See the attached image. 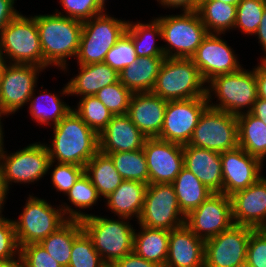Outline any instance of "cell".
I'll list each match as a JSON object with an SVG mask.
<instances>
[{
	"label": "cell",
	"instance_id": "2",
	"mask_svg": "<svg viewBox=\"0 0 266 267\" xmlns=\"http://www.w3.org/2000/svg\"><path fill=\"white\" fill-rule=\"evenodd\" d=\"M36 25L43 51L44 69L54 66L65 72L68 68L67 58H76L78 53L82 21L57 13L40 14L36 15Z\"/></svg>",
	"mask_w": 266,
	"mask_h": 267
},
{
	"label": "cell",
	"instance_id": "45",
	"mask_svg": "<svg viewBox=\"0 0 266 267\" xmlns=\"http://www.w3.org/2000/svg\"><path fill=\"white\" fill-rule=\"evenodd\" d=\"M20 247L17 242L13 219L0 217V261L17 258Z\"/></svg>",
	"mask_w": 266,
	"mask_h": 267
},
{
	"label": "cell",
	"instance_id": "24",
	"mask_svg": "<svg viewBox=\"0 0 266 267\" xmlns=\"http://www.w3.org/2000/svg\"><path fill=\"white\" fill-rule=\"evenodd\" d=\"M183 166L213 193H223L220 153L195 146H183Z\"/></svg>",
	"mask_w": 266,
	"mask_h": 267
},
{
	"label": "cell",
	"instance_id": "29",
	"mask_svg": "<svg viewBox=\"0 0 266 267\" xmlns=\"http://www.w3.org/2000/svg\"><path fill=\"white\" fill-rule=\"evenodd\" d=\"M37 89H34L28 104L29 105V113L40 125H49L54 126L58 124L72 109L73 107L69 106L66 102H63L61 96L47 92L45 89L42 92L40 90L39 95H35ZM46 92V93H45ZM52 124V125H51Z\"/></svg>",
	"mask_w": 266,
	"mask_h": 267
},
{
	"label": "cell",
	"instance_id": "9",
	"mask_svg": "<svg viewBox=\"0 0 266 267\" xmlns=\"http://www.w3.org/2000/svg\"><path fill=\"white\" fill-rule=\"evenodd\" d=\"M27 198L19 219L13 220L19 247L40 243L69 220L60 204L56 208L45 199L30 194Z\"/></svg>",
	"mask_w": 266,
	"mask_h": 267
},
{
	"label": "cell",
	"instance_id": "20",
	"mask_svg": "<svg viewBox=\"0 0 266 267\" xmlns=\"http://www.w3.org/2000/svg\"><path fill=\"white\" fill-rule=\"evenodd\" d=\"M234 224L266 228V177L230 196Z\"/></svg>",
	"mask_w": 266,
	"mask_h": 267
},
{
	"label": "cell",
	"instance_id": "12",
	"mask_svg": "<svg viewBox=\"0 0 266 267\" xmlns=\"http://www.w3.org/2000/svg\"><path fill=\"white\" fill-rule=\"evenodd\" d=\"M185 217L172 183L148 184L138 224L171 231L184 225Z\"/></svg>",
	"mask_w": 266,
	"mask_h": 267
},
{
	"label": "cell",
	"instance_id": "48",
	"mask_svg": "<svg viewBox=\"0 0 266 267\" xmlns=\"http://www.w3.org/2000/svg\"><path fill=\"white\" fill-rule=\"evenodd\" d=\"M110 267H162L138 256L134 251L116 260Z\"/></svg>",
	"mask_w": 266,
	"mask_h": 267
},
{
	"label": "cell",
	"instance_id": "17",
	"mask_svg": "<svg viewBox=\"0 0 266 267\" xmlns=\"http://www.w3.org/2000/svg\"><path fill=\"white\" fill-rule=\"evenodd\" d=\"M220 35L208 33L191 57L206 83L217 75L233 73L243 67L235 50Z\"/></svg>",
	"mask_w": 266,
	"mask_h": 267
},
{
	"label": "cell",
	"instance_id": "15",
	"mask_svg": "<svg viewBox=\"0 0 266 267\" xmlns=\"http://www.w3.org/2000/svg\"><path fill=\"white\" fill-rule=\"evenodd\" d=\"M234 224L231 198L212 193L185 217V225L203 241L216 237Z\"/></svg>",
	"mask_w": 266,
	"mask_h": 267
},
{
	"label": "cell",
	"instance_id": "57",
	"mask_svg": "<svg viewBox=\"0 0 266 267\" xmlns=\"http://www.w3.org/2000/svg\"><path fill=\"white\" fill-rule=\"evenodd\" d=\"M218 1H222L224 3H228V4H231V5H236L237 6V4H238V2L240 0H218Z\"/></svg>",
	"mask_w": 266,
	"mask_h": 267
},
{
	"label": "cell",
	"instance_id": "42",
	"mask_svg": "<svg viewBox=\"0 0 266 267\" xmlns=\"http://www.w3.org/2000/svg\"><path fill=\"white\" fill-rule=\"evenodd\" d=\"M137 60V54L131 37L124 32L116 44L106 54L104 63L120 73Z\"/></svg>",
	"mask_w": 266,
	"mask_h": 267
},
{
	"label": "cell",
	"instance_id": "40",
	"mask_svg": "<svg viewBox=\"0 0 266 267\" xmlns=\"http://www.w3.org/2000/svg\"><path fill=\"white\" fill-rule=\"evenodd\" d=\"M68 267H108L84 230L73 241Z\"/></svg>",
	"mask_w": 266,
	"mask_h": 267
},
{
	"label": "cell",
	"instance_id": "55",
	"mask_svg": "<svg viewBox=\"0 0 266 267\" xmlns=\"http://www.w3.org/2000/svg\"><path fill=\"white\" fill-rule=\"evenodd\" d=\"M16 259L13 258L7 261H0V267H26L25 262L21 257V255L17 256Z\"/></svg>",
	"mask_w": 266,
	"mask_h": 267
},
{
	"label": "cell",
	"instance_id": "46",
	"mask_svg": "<svg viewBox=\"0 0 266 267\" xmlns=\"http://www.w3.org/2000/svg\"><path fill=\"white\" fill-rule=\"evenodd\" d=\"M20 255L26 267H62L40 243L21 246Z\"/></svg>",
	"mask_w": 266,
	"mask_h": 267
},
{
	"label": "cell",
	"instance_id": "37",
	"mask_svg": "<svg viewBox=\"0 0 266 267\" xmlns=\"http://www.w3.org/2000/svg\"><path fill=\"white\" fill-rule=\"evenodd\" d=\"M123 180L140 181L149 184L148 166L144 150L113 152L107 154Z\"/></svg>",
	"mask_w": 266,
	"mask_h": 267
},
{
	"label": "cell",
	"instance_id": "10",
	"mask_svg": "<svg viewBox=\"0 0 266 267\" xmlns=\"http://www.w3.org/2000/svg\"><path fill=\"white\" fill-rule=\"evenodd\" d=\"M218 153L234 149L238 143L237 116L208 106L202 113L187 145Z\"/></svg>",
	"mask_w": 266,
	"mask_h": 267
},
{
	"label": "cell",
	"instance_id": "54",
	"mask_svg": "<svg viewBox=\"0 0 266 267\" xmlns=\"http://www.w3.org/2000/svg\"><path fill=\"white\" fill-rule=\"evenodd\" d=\"M8 193L9 188L7 187L0 171V217H3L2 211L4 210V204L6 203V199L8 198L6 195H8Z\"/></svg>",
	"mask_w": 266,
	"mask_h": 267
},
{
	"label": "cell",
	"instance_id": "18",
	"mask_svg": "<svg viewBox=\"0 0 266 267\" xmlns=\"http://www.w3.org/2000/svg\"><path fill=\"white\" fill-rule=\"evenodd\" d=\"M149 184L172 183L183 166V145L147 138L143 146Z\"/></svg>",
	"mask_w": 266,
	"mask_h": 267
},
{
	"label": "cell",
	"instance_id": "56",
	"mask_svg": "<svg viewBox=\"0 0 266 267\" xmlns=\"http://www.w3.org/2000/svg\"><path fill=\"white\" fill-rule=\"evenodd\" d=\"M2 117H4V115H2L1 113H0V154H1V152H2V149H3V147L5 146L4 145V136H3V134H4V132H3V122L1 121L2 120Z\"/></svg>",
	"mask_w": 266,
	"mask_h": 267
},
{
	"label": "cell",
	"instance_id": "39",
	"mask_svg": "<svg viewBox=\"0 0 266 267\" xmlns=\"http://www.w3.org/2000/svg\"><path fill=\"white\" fill-rule=\"evenodd\" d=\"M266 0H240L237 4L236 21L234 30L249 35H254L258 29Z\"/></svg>",
	"mask_w": 266,
	"mask_h": 267
},
{
	"label": "cell",
	"instance_id": "43",
	"mask_svg": "<svg viewBox=\"0 0 266 267\" xmlns=\"http://www.w3.org/2000/svg\"><path fill=\"white\" fill-rule=\"evenodd\" d=\"M54 164V161H51L49 164V169L55 166L53 170H51V182L56 191L63 192L65 195L85 172V167L66 163Z\"/></svg>",
	"mask_w": 266,
	"mask_h": 267
},
{
	"label": "cell",
	"instance_id": "23",
	"mask_svg": "<svg viewBox=\"0 0 266 267\" xmlns=\"http://www.w3.org/2000/svg\"><path fill=\"white\" fill-rule=\"evenodd\" d=\"M205 241L185 224L169 234L165 267H204Z\"/></svg>",
	"mask_w": 266,
	"mask_h": 267
},
{
	"label": "cell",
	"instance_id": "21",
	"mask_svg": "<svg viewBox=\"0 0 266 267\" xmlns=\"http://www.w3.org/2000/svg\"><path fill=\"white\" fill-rule=\"evenodd\" d=\"M167 102L152 92L133 93L127 115L146 138L159 137Z\"/></svg>",
	"mask_w": 266,
	"mask_h": 267
},
{
	"label": "cell",
	"instance_id": "44",
	"mask_svg": "<svg viewBox=\"0 0 266 267\" xmlns=\"http://www.w3.org/2000/svg\"><path fill=\"white\" fill-rule=\"evenodd\" d=\"M59 3L64 12L56 9L55 13L82 22L105 12L96 0H60ZM63 13L66 14L63 15Z\"/></svg>",
	"mask_w": 266,
	"mask_h": 267
},
{
	"label": "cell",
	"instance_id": "28",
	"mask_svg": "<svg viewBox=\"0 0 266 267\" xmlns=\"http://www.w3.org/2000/svg\"><path fill=\"white\" fill-rule=\"evenodd\" d=\"M139 227L140 231L135 230L134 234V252L147 261L165 267L170 231L148 228L140 224Z\"/></svg>",
	"mask_w": 266,
	"mask_h": 267
},
{
	"label": "cell",
	"instance_id": "13",
	"mask_svg": "<svg viewBox=\"0 0 266 267\" xmlns=\"http://www.w3.org/2000/svg\"><path fill=\"white\" fill-rule=\"evenodd\" d=\"M44 70L35 65L4 63L0 75V113L2 115L14 114L28 104L34 89L37 88L39 73Z\"/></svg>",
	"mask_w": 266,
	"mask_h": 267
},
{
	"label": "cell",
	"instance_id": "61",
	"mask_svg": "<svg viewBox=\"0 0 266 267\" xmlns=\"http://www.w3.org/2000/svg\"><path fill=\"white\" fill-rule=\"evenodd\" d=\"M3 65H4V63H0V75H1V72H2Z\"/></svg>",
	"mask_w": 266,
	"mask_h": 267
},
{
	"label": "cell",
	"instance_id": "53",
	"mask_svg": "<svg viewBox=\"0 0 266 267\" xmlns=\"http://www.w3.org/2000/svg\"><path fill=\"white\" fill-rule=\"evenodd\" d=\"M250 113L266 125V100L258 98L253 104Z\"/></svg>",
	"mask_w": 266,
	"mask_h": 267
},
{
	"label": "cell",
	"instance_id": "25",
	"mask_svg": "<svg viewBox=\"0 0 266 267\" xmlns=\"http://www.w3.org/2000/svg\"><path fill=\"white\" fill-rule=\"evenodd\" d=\"M77 65L80 71L60 91L63 98L70 95L94 96L102 88L119 81V73L104 62Z\"/></svg>",
	"mask_w": 266,
	"mask_h": 267
},
{
	"label": "cell",
	"instance_id": "38",
	"mask_svg": "<svg viewBox=\"0 0 266 267\" xmlns=\"http://www.w3.org/2000/svg\"><path fill=\"white\" fill-rule=\"evenodd\" d=\"M72 110L98 135L114 116L96 96L80 97L77 109L73 108Z\"/></svg>",
	"mask_w": 266,
	"mask_h": 267
},
{
	"label": "cell",
	"instance_id": "30",
	"mask_svg": "<svg viewBox=\"0 0 266 267\" xmlns=\"http://www.w3.org/2000/svg\"><path fill=\"white\" fill-rule=\"evenodd\" d=\"M238 143L250 155L266 159V125L250 112L237 115Z\"/></svg>",
	"mask_w": 266,
	"mask_h": 267
},
{
	"label": "cell",
	"instance_id": "6",
	"mask_svg": "<svg viewBox=\"0 0 266 267\" xmlns=\"http://www.w3.org/2000/svg\"><path fill=\"white\" fill-rule=\"evenodd\" d=\"M207 84L191 58H165L153 94L164 100H186L206 96Z\"/></svg>",
	"mask_w": 266,
	"mask_h": 267
},
{
	"label": "cell",
	"instance_id": "32",
	"mask_svg": "<svg viewBox=\"0 0 266 267\" xmlns=\"http://www.w3.org/2000/svg\"><path fill=\"white\" fill-rule=\"evenodd\" d=\"M85 173L103 199L109 196L123 181L112 159L100 151L86 164Z\"/></svg>",
	"mask_w": 266,
	"mask_h": 267
},
{
	"label": "cell",
	"instance_id": "11",
	"mask_svg": "<svg viewBox=\"0 0 266 267\" xmlns=\"http://www.w3.org/2000/svg\"><path fill=\"white\" fill-rule=\"evenodd\" d=\"M4 150L3 147L0 154V171L9 189L12 183H35L50 170L51 159L45 143L29 144L10 154Z\"/></svg>",
	"mask_w": 266,
	"mask_h": 267
},
{
	"label": "cell",
	"instance_id": "1",
	"mask_svg": "<svg viewBox=\"0 0 266 267\" xmlns=\"http://www.w3.org/2000/svg\"><path fill=\"white\" fill-rule=\"evenodd\" d=\"M51 127V143L45 144L51 161L85 167L99 151L98 134L73 110Z\"/></svg>",
	"mask_w": 266,
	"mask_h": 267
},
{
	"label": "cell",
	"instance_id": "19",
	"mask_svg": "<svg viewBox=\"0 0 266 267\" xmlns=\"http://www.w3.org/2000/svg\"><path fill=\"white\" fill-rule=\"evenodd\" d=\"M223 194L231 196L255 183L262 175L263 162L240 146L220 153Z\"/></svg>",
	"mask_w": 266,
	"mask_h": 267
},
{
	"label": "cell",
	"instance_id": "5",
	"mask_svg": "<svg viewBox=\"0 0 266 267\" xmlns=\"http://www.w3.org/2000/svg\"><path fill=\"white\" fill-rule=\"evenodd\" d=\"M0 46L5 63L44 68L36 15L24 16L20 12L1 30Z\"/></svg>",
	"mask_w": 266,
	"mask_h": 267
},
{
	"label": "cell",
	"instance_id": "4",
	"mask_svg": "<svg viewBox=\"0 0 266 267\" xmlns=\"http://www.w3.org/2000/svg\"><path fill=\"white\" fill-rule=\"evenodd\" d=\"M121 219V220H120ZM124 217L110 219L91 214L80 220L102 260L111 266L116 260L134 251L135 230Z\"/></svg>",
	"mask_w": 266,
	"mask_h": 267
},
{
	"label": "cell",
	"instance_id": "51",
	"mask_svg": "<svg viewBox=\"0 0 266 267\" xmlns=\"http://www.w3.org/2000/svg\"><path fill=\"white\" fill-rule=\"evenodd\" d=\"M255 76L258 90V98L266 100V63L260 60L255 66Z\"/></svg>",
	"mask_w": 266,
	"mask_h": 267
},
{
	"label": "cell",
	"instance_id": "36",
	"mask_svg": "<svg viewBox=\"0 0 266 267\" xmlns=\"http://www.w3.org/2000/svg\"><path fill=\"white\" fill-rule=\"evenodd\" d=\"M65 195L68 197L70 204L75 206L74 208H76V210L65 202L60 206L64 215L72 220H82L88 217L90 214L82 212L81 209L92 208L101 198L85 172Z\"/></svg>",
	"mask_w": 266,
	"mask_h": 267
},
{
	"label": "cell",
	"instance_id": "59",
	"mask_svg": "<svg viewBox=\"0 0 266 267\" xmlns=\"http://www.w3.org/2000/svg\"><path fill=\"white\" fill-rule=\"evenodd\" d=\"M236 267H252V266L246 260V261L240 263L239 265H237Z\"/></svg>",
	"mask_w": 266,
	"mask_h": 267
},
{
	"label": "cell",
	"instance_id": "8",
	"mask_svg": "<svg viewBox=\"0 0 266 267\" xmlns=\"http://www.w3.org/2000/svg\"><path fill=\"white\" fill-rule=\"evenodd\" d=\"M128 21L114 18L106 11L82 22L77 64L102 63L106 54L126 30Z\"/></svg>",
	"mask_w": 266,
	"mask_h": 267
},
{
	"label": "cell",
	"instance_id": "52",
	"mask_svg": "<svg viewBox=\"0 0 266 267\" xmlns=\"http://www.w3.org/2000/svg\"><path fill=\"white\" fill-rule=\"evenodd\" d=\"M258 38V43H260V46H262V50L264 51V54H266V7L263 11L261 22L259 23L258 29L256 33L254 34ZM266 58V55L260 60H264Z\"/></svg>",
	"mask_w": 266,
	"mask_h": 267
},
{
	"label": "cell",
	"instance_id": "16",
	"mask_svg": "<svg viewBox=\"0 0 266 267\" xmlns=\"http://www.w3.org/2000/svg\"><path fill=\"white\" fill-rule=\"evenodd\" d=\"M249 226L233 224L205 241L204 267H236L246 261L251 231Z\"/></svg>",
	"mask_w": 266,
	"mask_h": 267
},
{
	"label": "cell",
	"instance_id": "22",
	"mask_svg": "<svg viewBox=\"0 0 266 267\" xmlns=\"http://www.w3.org/2000/svg\"><path fill=\"white\" fill-rule=\"evenodd\" d=\"M98 137L99 151L106 155L142 149L147 139L127 114L114 115Z\"/></svg>",
	"mask_w": 266,
	"mask_h": 267
},
{
	"label": "cell",
	"instance_id": "26",
	"mask_svg": "<svg viewBox=\"0 0 266 267\" xmlns=\"http://www.w3.org/2000/svg\"><path fill=\"white\" fill-rule=\"evenodd\" d=\"M148 184L123 180L122 183L105 199L108 210L118 217L131 219L135 217L138 221L143 209L146 189Z\"/></svg>",
	"mask_w": 266,
	"mask_h": 267
},
{
	"label": "cell",
	"instance_id": "33",
	"mask_svg": "<svg viewBox=\"0 0 266 267\" xmlns=\"http://www.w3.org/2000/svg\"><path fill=\"white\" fill-rule=\"evenodd\" d=\"M125 32L131 37L137 57H165L163 46L156 45L162 39L159 21L154 17L148 23L128 20Z\"/></svg>",
	"mask_w": 266,
	"mask_h": 267
},
{
	"label": "cell",
	"instance_id": "49",
	"mask_svg": "<svg viewBox=\"0 0 266 267\" xmlns=\"http://www.w3.org/2000/svg\"><path fill=\"white\" fill-rule=\"evenodd\" d=\"M17 0H0V32L18 14L14 4Z\"/></svg>",
	"mask_w": 266,
	"mask_h": 267
},
{
	"label": "cell",
	"instance_id": "35",
	"mask_svg": "<svg viewBox=\"0 0 266 267\" xmlns=\"http://www.w3.org/2000/svg\"><path fill=\"white\" fill-rule=\"evenodd\" d=\"M82 231L80 220L69 219L57 231L43 239L40 244L62 267H68L73 241Z\"/></svg>",
	"mask_w": 266,
	"mask_h": 267
},
{
	"label": "cell",
	"instance_id": "34",
	"mask_svg": "<svg viewBox=\"0 0 266 267\" xmlns=\"http://www.w3.org/2000/svg\"><path fill=\"white\" fill-rule=\"evenodd\" d=\"M172 185L179 207L185 215L197 208L213 193L185 167L181 169Z\"/></svg>",
	"mask_w": 266,
	"mask_h": 267
},
{
	"label": "cell",
	"instance_id": "3",
	"mask_svg": "<svg viewBox=\"0 0 266 267\" xmlns=\"http://www.w3.org/2000/svg\"><path fill=\"white\" fill-rule=\"evenodd\" d=\"M206 96L212 108L236 116L250 112L258 99L255 67L251 71L241 67L236 72L213 77L206 84ZM212 96L218 103L211 101Z\"/></svg>",
	"mask_w": 266,
	"mask_h": 267
},
{
	"label": "cell",
	"instance_id": "14",
	"mask_svg": "<svg viewBox=\"0 0 266 267\" xmlns=\"http://www.w3.org/2000/svg\"><path fill=\"white\" fill-rule=\"evenodd\" d=\"M209 106L207 96L167 102L159 139L187 145L203 111Z\"/></svg>",
	"mask_w": 266,
	"mask_h": 267
},
{
	"label": "cell",
	"instance_id": "41",
	"mask_svg": "<svg viewBox=\"0 0 266 267\" xmlns=\"http://www.w3.org/2000/svg\"><path fill=\"white\" fill-rule=\"evenodd\" d=\"M132 92L120 81L99 90L96 96L113 115L128 113Z\"/></svg>",
	"mask_w": 266,
	"mask_h": 267
},
{
	"label": "cell",
	"instance_id": "27",
	"mask_svg": "<svg viewBox=\"0 0 266 267\" xmlns=\"http://www.w3.org/2000/svg\"><path fill=\"white\" fill-rule=\"evenodd\" d=\"M165 57H137L119 73V81L132 93L151 92Z\"/></svg>",
	"mask_w": 266,
	"mask_h": 267
},
{
	"label": "cell",
	"instance_id": "60",
	"mask_svg": "<svg viewBox=\"0 0 266 267\" xmlns=\"http://www.w3.org/2000/svg\"><path fill=\"white\" fill-rule=\"evenodd\" d=\"M0 63H5L2 57V53H1V46H0Z\"/></svg>",
	"mask_w": 266,
	"mask_h": 267
},
{
	"label": "cell",
	"instance_id": "47",
	"mask_svg": "<svg viewBox=\"0 0 266 267\" xmlns=\"http://www.w3.org/2000/svg\"><path fill=\"white\" fill-rule=\"evenodd\" d=\"M246 260L252 267H266V228L251 231Z\"/></svg>",
	"mask_w": 266,
	"mask_h": 267
},
{
	"label": "cell",
	"instance_id": "50",
	"mask_svg": "<svg viewBox=\"0 0 266 267\" xmlns=\"http://www.w3.org/2000/svg\"><path fill=\"white\" fill-rule=\"evenodd\" d=\"M163 8H180L182 11H196L200 0H157Z\"/></svg>",
	"mask_w": 266,
	"mask_h": 267
},
{
	"label": "cell",
	"instance_id": "7",
	"mask_svg": "<svg viewBox=\"0 0 266 267\" xmlns=\"http://www.w3.org/2000/svg\"><path fill=\"white\" fill-rule=\"evenodd\" d=\"M155 17L160 24L165 58H191L208 35L197 11Z\"/></svg>",
	"mask_w": 266,
	"mask_h": 267
},
{
	"label": "cell",
	"instance_id": "58",
	"mask_svg": "<svg viewBox=\"0 0 266 267\" xmlns=\"http://www.w3.org/2000/svg\"><path fill=\"white\" fill-rule=\"evenodd\" d=\"M97 1V3L99 4V6L104 10V11H106L107 9H105V7H106V0H96Z\"/></svg>",
	"mask_w": 266,
	"mask_h": 267
},
{
	"label": "cell",
	"instance_id": "31",
	"mask_svg": "<svg viewBox=\"0 0 266 267\" xmlns=\"http://www.w3.org/2000/svg\"><path fill=\"white\" fill-rule=\"evenodd\" d=\"M196 11L208 33L225 34L234 29L236 5L218 0H200Z\"/></svg>",
	"mask_w": 266,
	"mask_h": 267
}]
</instances>
